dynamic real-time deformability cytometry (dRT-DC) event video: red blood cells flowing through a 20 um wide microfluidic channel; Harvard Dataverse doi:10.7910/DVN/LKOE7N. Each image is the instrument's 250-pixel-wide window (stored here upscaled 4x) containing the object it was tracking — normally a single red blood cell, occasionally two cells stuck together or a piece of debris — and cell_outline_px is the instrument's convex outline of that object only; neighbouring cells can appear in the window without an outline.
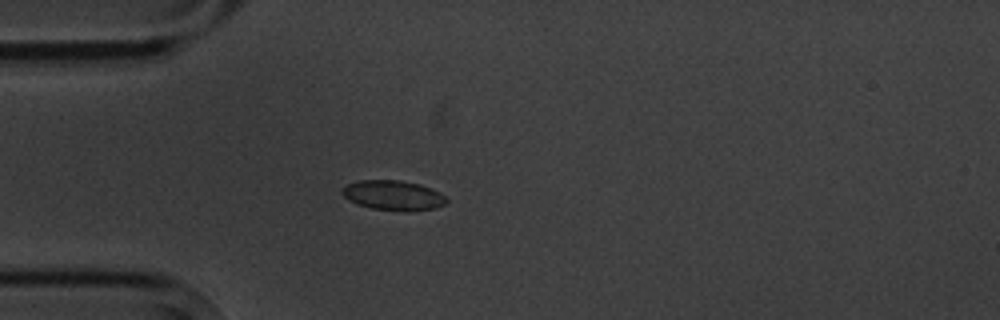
{"species": "common noctule bat (a hibernating species)", "species_latin": "Nyctalus noctula", "temperature_condition": "cold", "stored_images_in_passage": 5, "camera_frame_rate_fps": 3000, "um_per_image_px": 0.085, "animal": {"sex": "male", "body_mass_g": 20.1, "forearm_length_mm": 53.5}, "frame": {"image": 1, "passage_image": 5, "time_ms": 5.0, "image_size_px": [1000, 320], "cell_outline_px": [[448, 200], [444, 204], [436, 208], [408, 212], [400, 212], [372, 208], [356, 204], [348, 200], [340, 192], [348, 184], [360, 180], [400, 180], [420, 184], [432, 188], [440, 192]], "centroid_in_image_um": [33.45, 16.62], "position_along_channel_um": 51.6, "area_um2": 18.38}}